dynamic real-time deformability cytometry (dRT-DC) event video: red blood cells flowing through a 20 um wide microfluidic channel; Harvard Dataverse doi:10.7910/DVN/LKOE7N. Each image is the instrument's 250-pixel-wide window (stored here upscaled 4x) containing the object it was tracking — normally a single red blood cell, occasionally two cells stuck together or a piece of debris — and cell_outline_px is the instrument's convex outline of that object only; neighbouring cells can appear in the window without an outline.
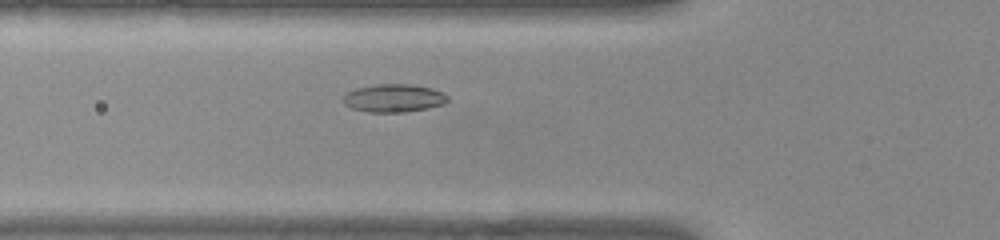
{"species": "common noctule bat (a hibernating species)", "species_latin": "Nyctalus noctula", "temperature_condition": "warm", "stored_images_in_passage": 43, "camera_frame_rate_fps": 3000, "um_per_image_px": 0.085, "animal": {"sex": "female", "body_mass_g": 22.0, "forearm_length_mm": 56.7}, "frame": {"image": 1, "passage_image": 10, "time_ms": 3.0, "image_size_px": [1000, 240], "cell_outline_px": [[448, 100], [444, 104], [428, 108], [404, 112], [368, 112], [352, 108], [344, 104], [344, 96], [348, 92], [356, 88], [376, 84], [412, 84], [432, 88], [444, 92], [448, 96]], "centroid_in_image_um": [33.51, 8.33], "position_along_channel_um": 92.3, "area_um2": 17.11}}
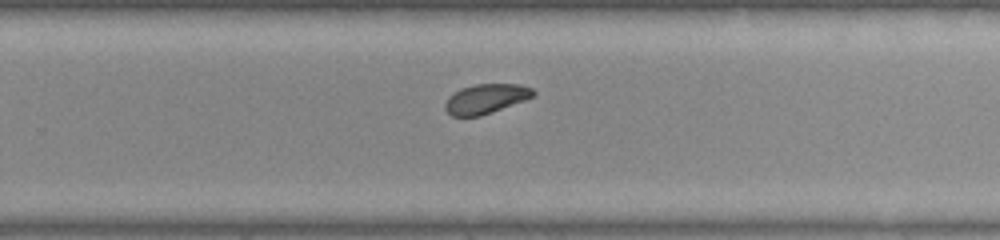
{"frame": {"image": 2, "passage_image": 25, "time_ms": 8.0, "image_size_px": [1000, 240], "cell_outline_px": [[536, 92], [532, 96], [524, 100], [480, 116], [452, 116], [444, 108], [444, 104], [448, 96], [460, 88], [476, 84], [520, 84], [532, 88]], "centroid_in_image_um": [41.26, 8.38], "position_along_channel_um": 288.5, "area_um2": 15.09}}
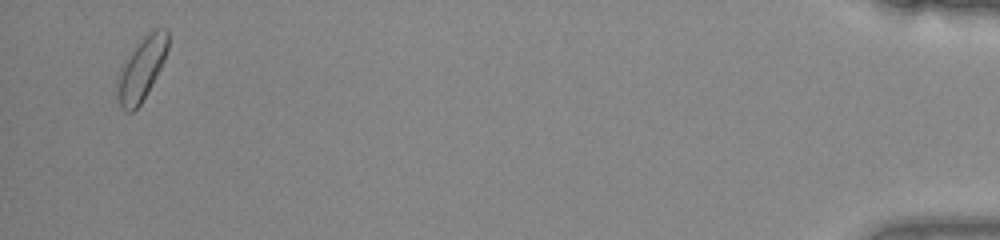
{"frame": {"image": 3, "passage_image": 42, "time_ms": 13.667, "image_size_px": [1000, 240], "cell_outline_px": [[168, 48], [164, 60], [152, 84], [140, 104], [132, 112], [124, 112], [120, 108], [116, 84], [120, 68], [124, 60], [140, 40], [152, 28], [168, 28]], "centroid_in_image_um": [12.02, 5.83], "position_along_channel_um": 423.2, "area_um2": 18.61}, "authors_computed_cell_mechanics": {"area_um2": 16.184, "velocity_mm_per_s": 3.9282, "shape_relaxation_time_tau1_ms": 3.5955, "shape_relaxation_time_tau2_ms": null, "deformation_change_tau1": 0.0732, "deformation_change_tau2": null}}